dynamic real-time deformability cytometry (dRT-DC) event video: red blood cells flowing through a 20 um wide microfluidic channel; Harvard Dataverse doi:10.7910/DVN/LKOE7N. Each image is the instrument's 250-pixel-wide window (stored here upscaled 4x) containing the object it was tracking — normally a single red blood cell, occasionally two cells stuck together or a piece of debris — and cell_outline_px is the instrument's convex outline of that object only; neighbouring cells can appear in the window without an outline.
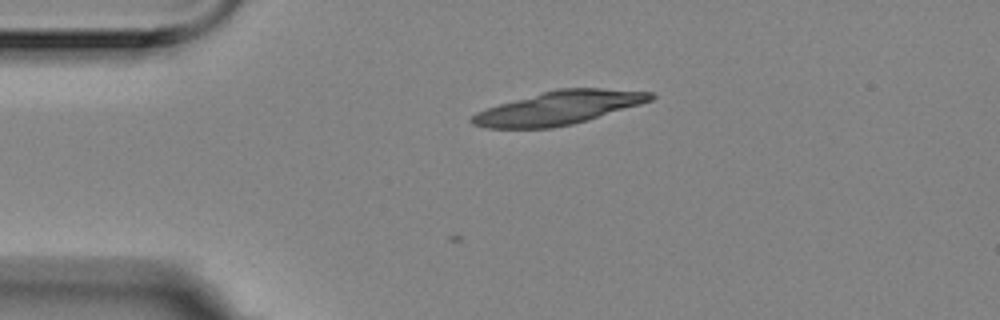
{"species": "Egyptian fruit bat (a non-hibernating species)", "species_latin": "Rousettus aegyptiacus", "temperature_condition": "room temperature", "stored_images_in_passage": 4, "camera_frame_rate_fps": 3000, "um_per_image_px": 0.085, "animal": {"sex": "female"}, "frame": {"image": 1, "passage_image": 4, "time_ms": 1.0, "image_size_px": [1000, 320], "cell_outline_px": [[656, 96], [652, 100], [640, 104], [572, 124], [552, 128], [488, 128], [472, 124], [468, 120], [476, 112], [500, 104], [556, 88], [600, 88], [652, 92]], "centroid_in_image_um": [47.48, 9.17], "position_along_channel_um": 37.5, "area_um2": 34.39}}